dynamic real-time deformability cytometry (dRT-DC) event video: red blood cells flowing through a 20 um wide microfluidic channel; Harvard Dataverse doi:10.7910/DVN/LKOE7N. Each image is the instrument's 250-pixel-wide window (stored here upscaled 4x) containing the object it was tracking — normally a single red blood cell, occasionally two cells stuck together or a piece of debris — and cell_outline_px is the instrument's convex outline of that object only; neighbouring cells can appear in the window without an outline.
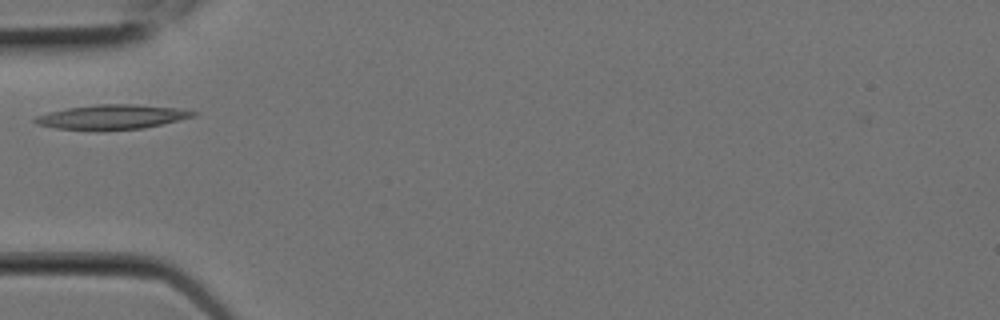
{"species": "Egyptian fruit bat (a non-hibernating species)", "species_latin": "Rousettus aegyptiacus", "temperature_condition": "room temperature", "stored_images_in_passage": 7, "camera_frame_rate_fps": 3000, "um_per_image_px": 0.085, "animal": {"sex": "female"}, "frame": {"image": 1, "passage_image": 3, "time_ms": 0.667, "image_size_px": [1000, 320], "cell_outline_px": [[200, 112], [196, 116], [144, 128], [100, 132], [96, 132], [56, 128], [36, 124], [32, 120], [36, 116], [48, 112], [68, 108], [92, 104], [132, 104], [176, 108]], "centroid_in_image_um": [9.48, 9.96], "position_along_channel_um": 75.5, "area_um2": 23.18}}
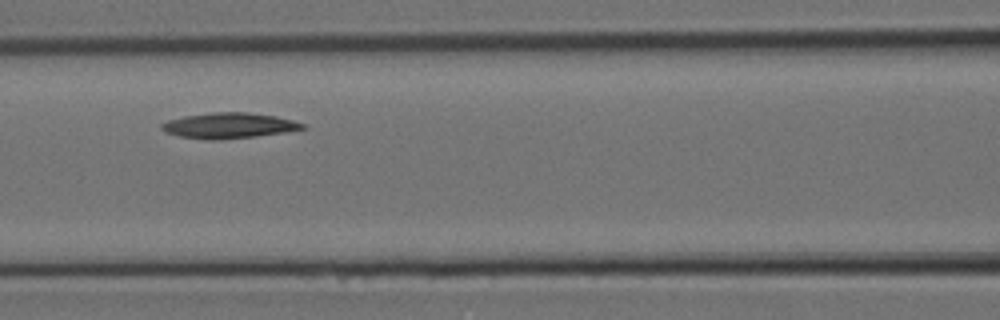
{"frame": {"image": 2, "passage_image": 5, "time_ms": 1.333, "image_size_px": [1000, 320], "cell_outline_px": [[308, 128], [256, 136], [216, 140], [208, 140], [180, 136], [168, 132], [160, 128], [160, 124], [168, 120], [184, 116], [212, 112], [248, 112], [276, 116], [292, 120], [304, 124]], "centroid_in_image_um": [19.45, 10.66], "position_along_channel_um": 147.1, "area_um2": 20.81}}
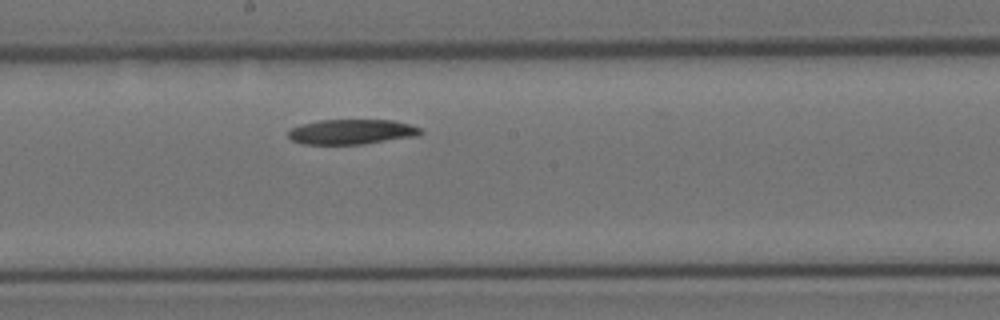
{"frame": {"image": 3, "passage_image": 7, "time_ms": 2.0, "image_size_px": [1000, 320], "cell_outline_px": [[424, 132], [420, 136], [364, 144], [304, 144], [292, 140], [288, 136], [288, 128], [300, 124], [320, 120], [392, 120], [408, 124], [420, 128]], "centroid_in_image_um": [29.89, 11.2], "position_along_channel_um": 218.3, "area_um2": 19.48}}